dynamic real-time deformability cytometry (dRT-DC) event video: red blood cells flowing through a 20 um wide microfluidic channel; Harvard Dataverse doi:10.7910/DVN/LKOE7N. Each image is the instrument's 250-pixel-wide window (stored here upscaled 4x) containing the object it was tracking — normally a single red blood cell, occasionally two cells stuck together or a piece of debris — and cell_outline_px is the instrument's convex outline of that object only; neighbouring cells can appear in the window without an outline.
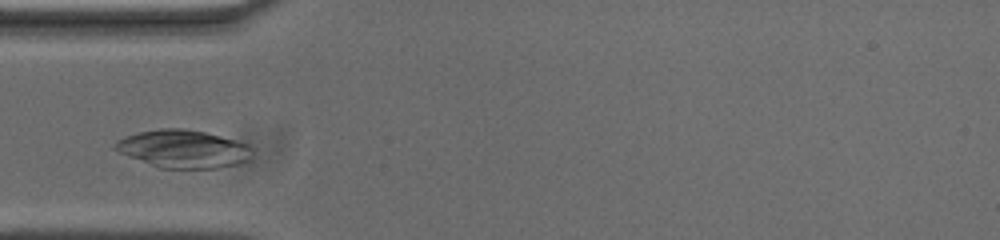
{"species": "common noctule bat (a hibernating species)", "species_latin": "Nyctalus noctula", "temperature_condition": "cold", "stored_images_in_passage": 31, "camera_frame_rate_fps": 3000, "um_per_image_px": 0.085, "animal": {"sex": "male", "body_mass_g": 20.0, "forearm_length_mm": 53.3}, "frame": {"image": 1, "passage_image": 1, "time_ms": 0.0, "image_size_px": [1000, 240], "cell_outline_px": [[248, 148], [244, 160], [236, 164], [216, 168], [160, 168], [128, 156], [112, 148], [112, 144], [116, 140], [124, 136], [140, 132], [160, 128], [184, 128], [204, 132], [220, 136], [244, 144]], "centroid_in_image_um": [15.41, 12.64], "position_along_channel_um": 69.6, "area_um2": 29.48}}
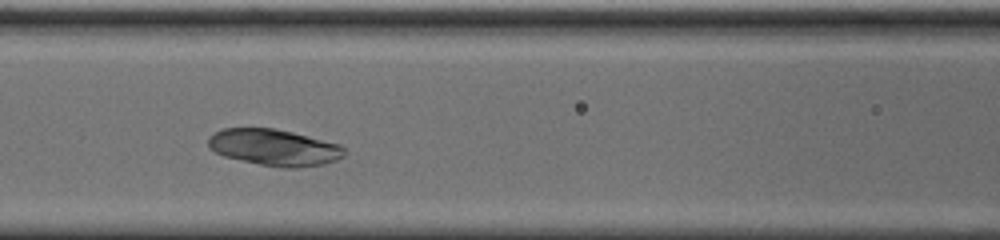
{"frame": {"image": 2, "passage_image": 7, "time_ms": 2.0, "image_size_px": [1000, 240], "cell_outline_px": [[348, 152], [344, 156], [336, 160], [324, 164], [296, 168], [284, 168], [260, 164], [224, 156], [208, 148], [208, 140], [216, 132], [224, 128], [272, 128], [292, 132], [340, 144]], "centroid_in_image_um": [23.35, 12.54], "position_along_channel_um": 143.2, "area_um2": 28.78}}
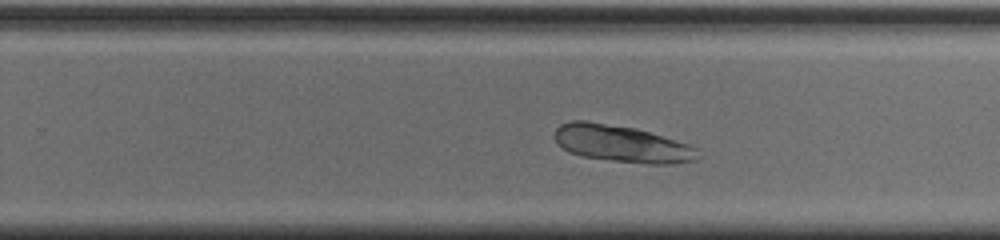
{"frame": {"image": 3, "passage_image": 18, "time_ms": 5.667, "image_size_px": [1000, 240], "cell_outline_px": [[696, 160], [672, 164], [648, 164], [580, 156], [568, 152], [556, 144], [556, 128], [560, 124], [572, 120], [584, 120], [636, 128], [688, 144], [696, 148]], "centroid_in_image_um": [52.8, 12.21], "position_along_channel_um": 277.0, "area_um2": 30.58}}